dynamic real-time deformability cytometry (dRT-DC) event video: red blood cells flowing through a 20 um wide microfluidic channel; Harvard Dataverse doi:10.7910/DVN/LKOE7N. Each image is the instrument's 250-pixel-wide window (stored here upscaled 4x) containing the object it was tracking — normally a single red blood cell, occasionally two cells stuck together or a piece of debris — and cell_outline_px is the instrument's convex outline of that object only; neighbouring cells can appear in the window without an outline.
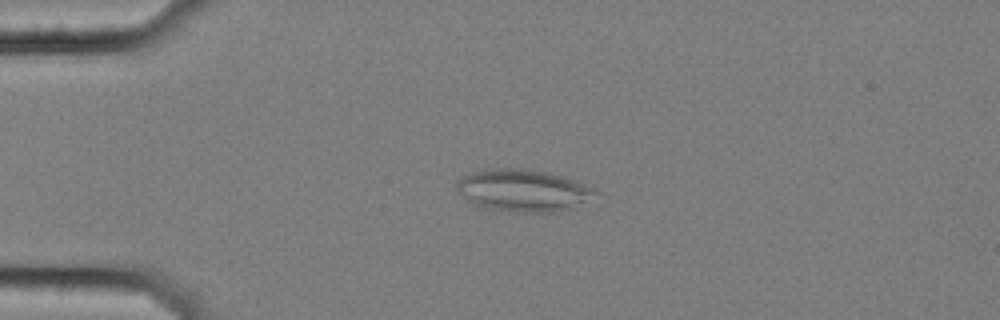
{"species": "common noctule bat (a hibernating species)", "species_latin": "Nyctalus noctula", "temperature_condition": "cold", "stored_images_in_passage": 24, "camera_frame_rate_fps": 3000, "um_per_image_px": 0.085, "animal": {"sex": "female", "body_mass_g": 25.1}, "frame": {"image": 1, "passage_image": 14, "time_ms": 4.333, "image_size_px": [1000, 320], "cell_outline_px": [[600, 192], [572, 208], [556, 212], [516, 212], [488, 208], [476, 204], [468, 200], [456, 188], [456, 184], [464, 176], [472, 172], [488, 168], [528, 168], [548, 172], [564, 176], [596, 188]], "centroid_in_image_um": [44.51, 16.17], "position_along_channel_um": 40.5, "area_um2": 33.93}}